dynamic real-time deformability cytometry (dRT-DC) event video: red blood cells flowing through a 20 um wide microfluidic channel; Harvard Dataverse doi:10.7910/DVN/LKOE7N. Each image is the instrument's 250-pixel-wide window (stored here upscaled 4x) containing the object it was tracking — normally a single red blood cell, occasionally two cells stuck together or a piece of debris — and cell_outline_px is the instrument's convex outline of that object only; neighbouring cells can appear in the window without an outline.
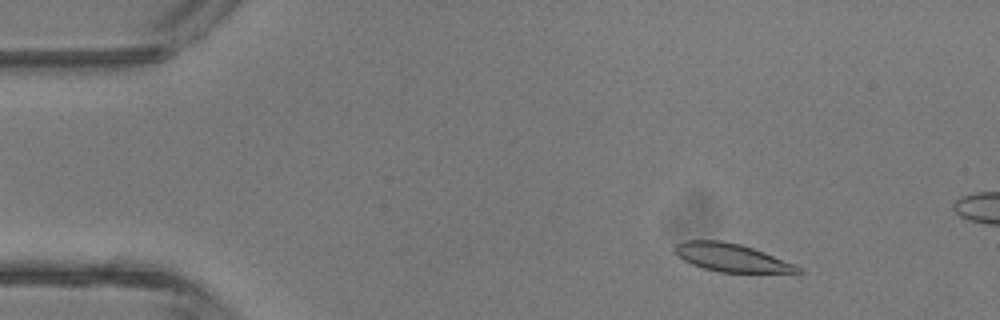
{"species": "common noctule bat (a hibernating species)", "species_latin": "Nyctalus noctula", "temperature_condition": "room temperature", "stored_images_in_passage": 5, "camera_frame_rate_fps": 3000, "um_per_image_px": 0.085, "animal": {"sex": "male", "body_mass_g": 13.3}, "frame": {"image": 1, "passage_image": 2, "time_ms": 1.0, "image_size_px": [1000, 320], "cell_outline_px": [[804, 272], [720, 272], [704, 268], [692, 264], [684, 260], [672, 248], [676, 244], [684, 240], [720, 240], [740, 244], [764, 252], [796, 264]], "centroid_in_image_um": [62.16, 21.88], "position_along_channel_um": 22.8, "area_um2": 19.88}}